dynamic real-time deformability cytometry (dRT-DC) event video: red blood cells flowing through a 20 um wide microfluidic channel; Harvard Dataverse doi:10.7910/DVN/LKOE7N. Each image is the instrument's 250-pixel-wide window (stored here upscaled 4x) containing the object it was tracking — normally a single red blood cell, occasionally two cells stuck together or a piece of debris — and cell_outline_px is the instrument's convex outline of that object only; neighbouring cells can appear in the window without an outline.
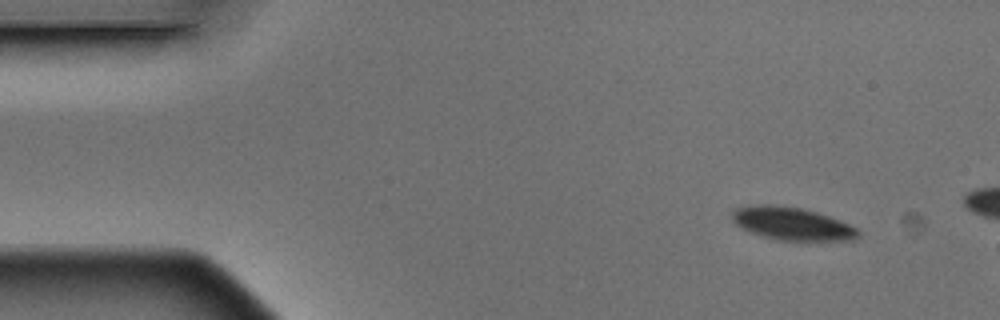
{"species": "Egyptian fruit bat (a non-hibernating species)", "species_latin": "Rousettus aegyptiacus", "temperature_condition": "warm", "stored_images_in_passage": 3, "camera_frame_rate_fps": 3000, "um_per_image_px": 0.085, "animal": {"sex": "male"}, "frame": {"image": 1, "passage_image": 1, "time_ms": 0.0, "image_size_px": [1000, 320], "cell_outline_px": [[860, 236], [852, 240], [776, 240], [740, 228], [732, 220], [732, 212], [736, 208], [760, 204], [768, 204], [800, 208], [816, 212], [840, 220], [856, 228], [860, 232]], "centroid_in_image_um": [67.31, 19.01], "position_along_channel_um": 17.7, "area_um2": 23.87}}